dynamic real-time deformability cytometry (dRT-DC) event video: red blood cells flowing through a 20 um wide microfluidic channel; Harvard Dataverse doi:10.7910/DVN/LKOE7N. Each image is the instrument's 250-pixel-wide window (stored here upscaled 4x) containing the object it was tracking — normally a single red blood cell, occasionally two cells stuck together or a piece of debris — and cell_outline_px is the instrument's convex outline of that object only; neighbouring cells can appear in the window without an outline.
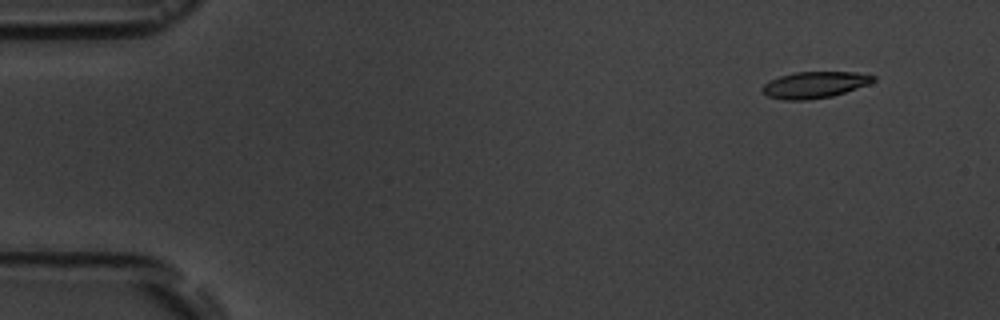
{"species": "common noctule bat (a hibernating species)", "species_latin": "Nyctalus noctula", "temperature_condition": "room temperature", "stored_images_in_passage": 7, "camera_frame_rate_fps": 3000, "um_per_image_px": 0.085, "animal": {"sex": "male", "body_mass_g": 19.5, "forearm_length_mm": 54.6}, "frame": {"image": 1, "passage_image": 2, "time_ms": 1.333, "image_size_px": [1000, 320], "cell_outline_px": [[876, 80], [868, 84], [832, 96], [804, 100], [784, 100], [768, 96], [760, 88], [764, 84], [780, 76], [796, 72], [856, 72], [876, 76]], "centroid_in_image_um": [69.25, 7.2], "position_along_channel_um": 15.8, "area_um2": 16.88}}
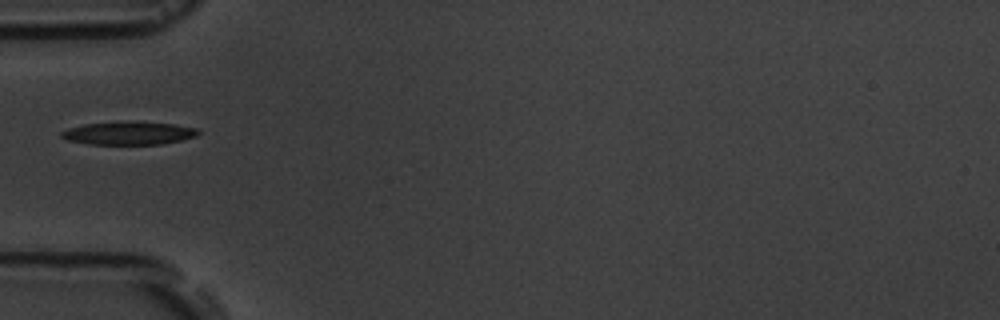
{"frame": {"image": 2, "passage_image": 6, "time_ms": 6.0, "image_size_px": [1000, 320], "cell_outline_px": [[200, 132], [196, 136], [180, 140], [160, 144], [88, 144], [68, 140], [60, 136], [60, 132], [68, 128], [84, 124], [128, 120], [132, 120], [176, 124], [196, 128]], "centroid_in_image_um": [10.93, 11.29], "position_along_channel_um": 74.1, "area_um2": 18.67}}
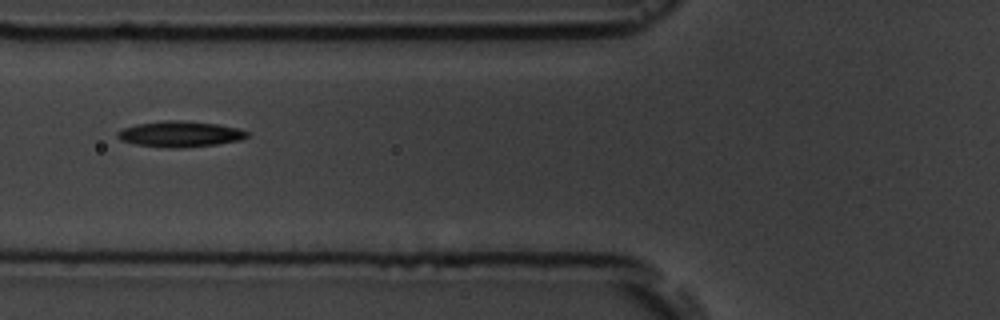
{"frame": {"image": 3, "passage_image": 7, "time_ms": 7.0, "image_size_px": [1000, 320], "cell_outline_px": [[248, 136], [240, 140], [216, 144], [184, 148], [168, 148], [136, 144], [120, 140], [116, 136], [116, 132], [124, 128], [136, 124], [164, 120], [176, 120], [220, 124], [240, 128], [248, 132]], "centroid_in_image_um": [15.3, 11.39], "position_along_channel_um": 110.5, "area_um2": 19.59}}